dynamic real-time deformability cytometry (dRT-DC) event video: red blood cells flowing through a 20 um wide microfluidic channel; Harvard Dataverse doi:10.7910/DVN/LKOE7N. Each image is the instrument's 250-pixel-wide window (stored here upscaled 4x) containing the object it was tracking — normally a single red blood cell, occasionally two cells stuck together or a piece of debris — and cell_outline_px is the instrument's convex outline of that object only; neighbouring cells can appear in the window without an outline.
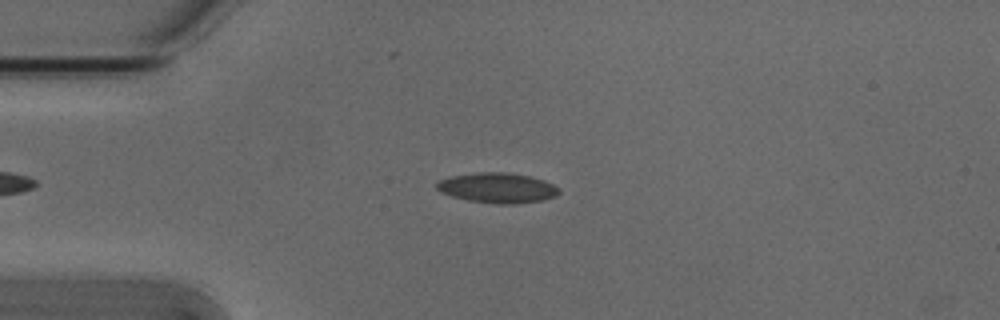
{"species": "Egyptian fruit bat (a non-hibernating species)", "species_latin": "Rousettus aegyptiacus", "temperature_condition": "cold", "stored_images_in_passage": 52, "camera_frame_rate_fps": 3000, "um_per_image_px": 0.085, "animal": {"sex": "male"}, "frame": {"image": 1, "passage_image": 12, "time_ms": 3.667, "image_size_px": [1000, 320], "cell_outline_px": [[560, 192], [556, 196], [540, 200], [516, 204], [496, 204], [468, 200], [452, 196], [440, 192], [436, 188], [436, 184], [440, 180], [448, 176], [480, 172], [508, 172], [528, 176], [544, 180], [560, 188]], "centroid_in_image_um": [42.27, 15.96], "position_along_channel_um": 42.7, "area_um2": 21.5}}
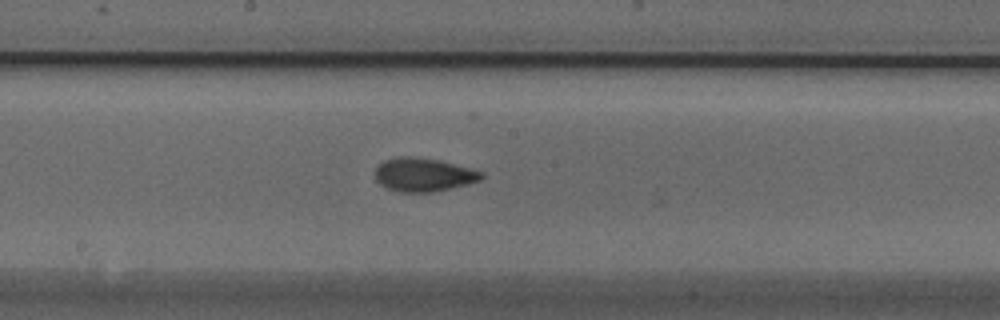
{"frame": {"image": 2, "passage_image": 27, "time_ms": 8.667, "image_size_px": [1000, 320], "cell_outline_px": [[484, 176], [480, 180], [468, 184], [452, 188], [432, 192], [400, 192], [388, 188], [380, 184], [376, 180], [376, 168], [384, 160], [396, 156], [408, 156], [436, 160], [484, 172]], "centroid_in_image_um": [35.99, 14.86], "position_along_channel_um": 212.2, "area_um2": 20.52}}
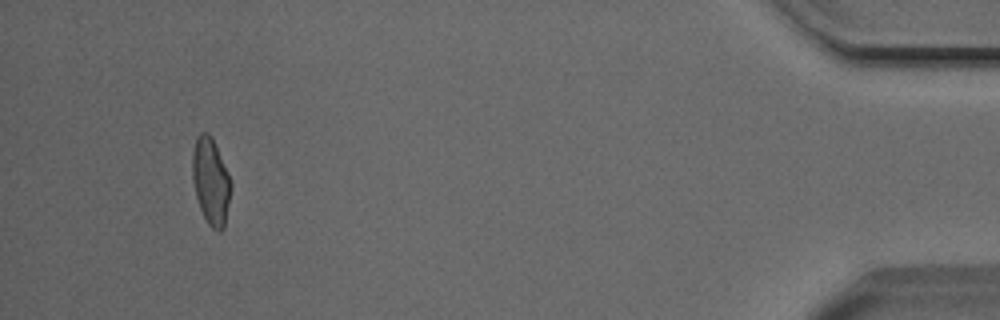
{"frame": {"image": 3, "passage_image": 49, "time_ms": 16.0, "image_size_px": [1000, 320], "cell_outline_px": [[232, 184], [224, 228], [220, 232], [216, 232], [208, 224], [200, 208], [196, 196], [192, 180], [192, 152], [196, 136], [200, 132], [208, 132], [212, 136], [228, 172]], "centroid_in_image_um": [17.91, 15.39], "position_along_channel_um": 417.3, "area_um2": 19.71}, "authors_computed_cell_mechanics": {"area_um2": 19.8543, "velocity_mm_per_s": 3.8296, "shape_relaxation_time_tau1_ms": 4.0359, "shape_relaxation_time_tau2_ms": 1.6023, "deformation_change_tau1": 0.1228, "deformation_change_tau2": 0.0626}}